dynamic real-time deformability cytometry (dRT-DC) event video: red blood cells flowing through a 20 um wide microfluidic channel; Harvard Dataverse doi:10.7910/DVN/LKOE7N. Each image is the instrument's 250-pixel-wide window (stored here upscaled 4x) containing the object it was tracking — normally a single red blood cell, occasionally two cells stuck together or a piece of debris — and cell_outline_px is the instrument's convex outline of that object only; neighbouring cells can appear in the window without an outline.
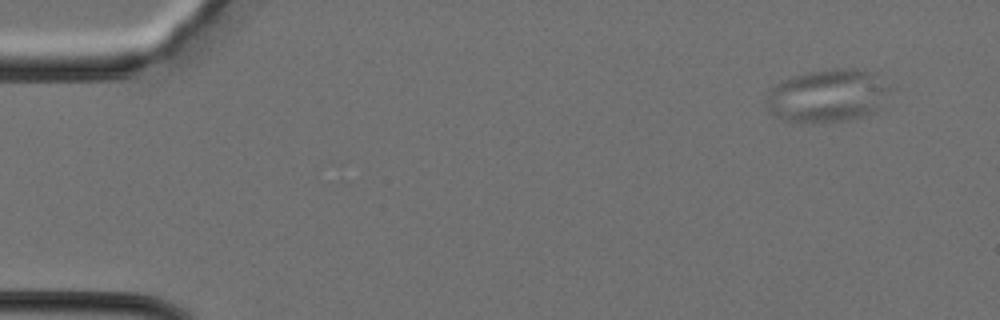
{"species": "Egyptian fruit bat (a non-hibernating species)", "species_latin": "Rousettus aegyptiacus", "temperature_condition": "cold", "stored_images_in_passage": 36, "camera_frame_rate_fps": 3000, "um_per_image_px": 0.085, "animal": {"sex": "female"}, "frame": {"image": 1, "passage_image": 1, "time_ms": 0.0, "image_size_px": [1000, 320], "cell_outline_px": [[896, 88], [880, 108], [876, 112], [868, 116], [856, 120], [784, 120], [768, 112], [768, 88], [784, 80], [808, 72], [836, 68], [864, 68], [876, 72]], "centroid_in_image_um": [70.52, 8.09], "position_along_channel_um": 14.5, "area_um2": 38.73}}
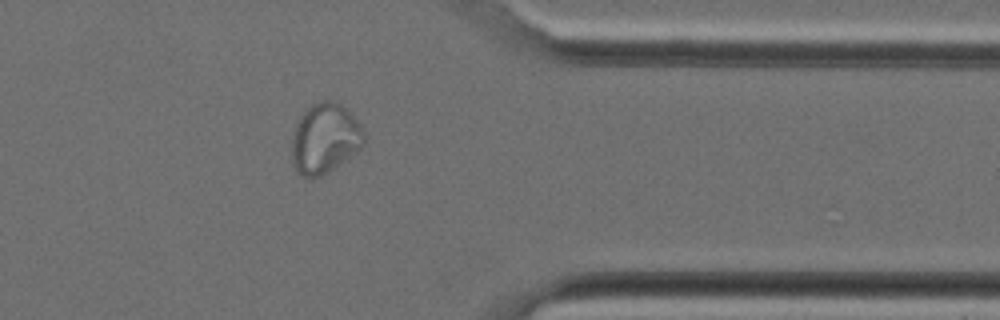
{"frame": {"image": 2, "passage_image": 29, "time_ms": 9.333, "image_size_px": [1000, 320], "cell_outline_px": [[364, 144], [356, 152], [320, 176], [304, 176], [292, 164], [292, 132], [300, 116], [312, 104], [320, 100], [332, 100], [340, 104], [360, 124], [364, 132]], "centroid_in_image_um": [27.6, 11.73], "position_along_channel_um": 383.8, "area_um2": 28.96}}
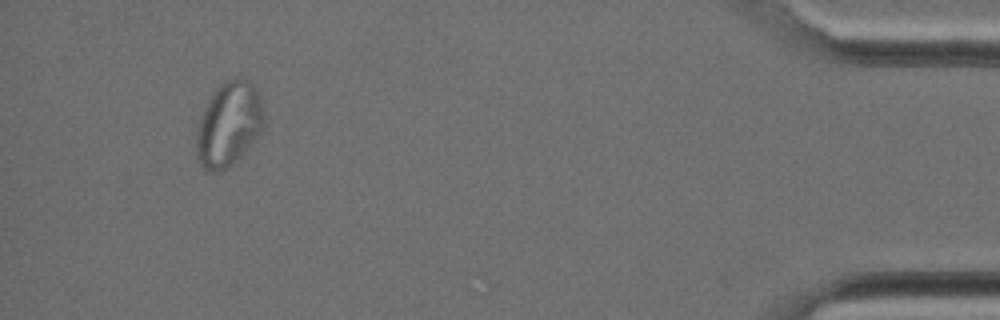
{"frame": {"image": 3, "passage_image": 34, "time_ms": 11.0, "image_size_px": [1000, 320], "cell_outline_px": [[264, 128], [260, 136], [236, 160], [224, 168], [212, 172], [204, 168], [196, 160], [196, 132], [204, 108], [212, 92], [220, 84], [236, 76], [240, 76], [252, 80], [260, 96], [264, 112]], "centroid_in_image_um": [19.48, 10.5], "position_along_channel_um": 415.7, "area_um2": 33.64}}